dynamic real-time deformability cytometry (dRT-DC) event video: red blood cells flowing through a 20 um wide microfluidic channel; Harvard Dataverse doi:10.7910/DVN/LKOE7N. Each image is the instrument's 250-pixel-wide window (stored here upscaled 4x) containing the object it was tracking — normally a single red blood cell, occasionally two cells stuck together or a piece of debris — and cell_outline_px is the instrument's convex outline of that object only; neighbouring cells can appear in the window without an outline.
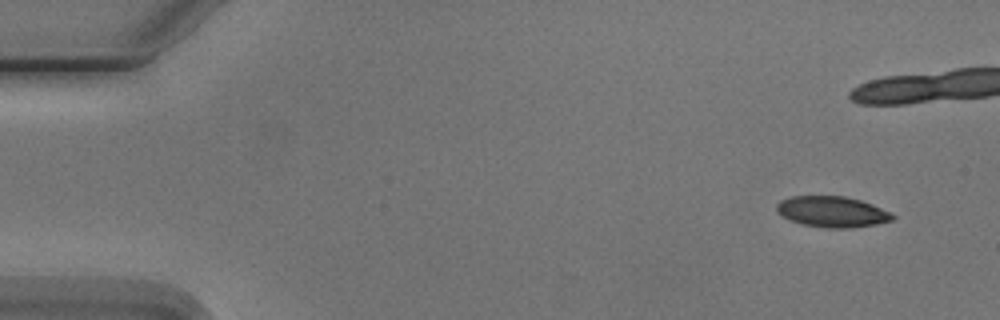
{"species": "Egyptian fruit bat (a non-hibernating species)", "species_latin": "Rousettus aegyptiacus", "temperature_condition": "cold", "stored_images_in_passage": 8, "camera_frame_rate_fps": 3000, "um_per_image_px": 0.085, "animal": {"sex": "male"}, "frame": {"image": 1, "passage_image": 1, "time_ms": 0.0, "image_size_px": [1000, 320], "cell_outline_px": [[896, 216], [892, 220], [876, 224], [848, 228], [824, 228], [804, 224], [792, 220], [776, 212], [776, 204], [780, 200], [792, 196], [844, 196], [860, 200], [872, 204], [892, 212]], "centroid_in_image_um": [70.75, 17.99], "position_along_channel_um": 14.2, "area_um2": 20.81}}